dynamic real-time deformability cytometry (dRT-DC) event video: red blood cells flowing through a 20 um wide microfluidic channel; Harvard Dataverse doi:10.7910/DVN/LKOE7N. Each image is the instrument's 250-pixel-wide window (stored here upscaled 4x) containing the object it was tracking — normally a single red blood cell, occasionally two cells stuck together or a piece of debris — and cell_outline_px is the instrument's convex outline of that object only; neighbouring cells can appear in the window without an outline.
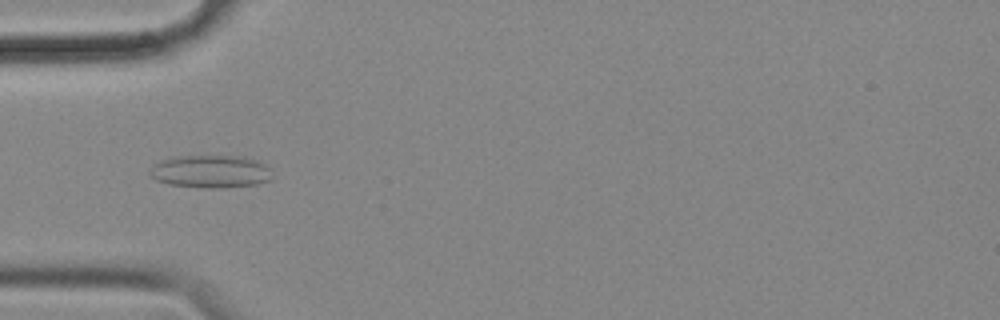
{"species": "common noctule bat (a hibernating species)", "species_latin": "Nyctalus noctula", "temperature_condition": "cold", "stored_images_in_passage": 55, "camera_frame_rate_fps": 3000, "um_per_image_px": 0.085, "animal": {"sex": "female", "body_mass_g": 18.4}, "frame": {"image": 1, "passage_image": 17, "time_ms": 5.333, "image_size_px": [1000, 320], "cell_outline_px": [[272, 180], [256, 184], [220, 188], [204, 188], [168, 184], [156, 180], [148, 172], [156, 164], [164, 160], [180, 156], [244, 156], [256, 160], [264, 164], [268, 168]], "centroid_in_image_um": [17.93, 14.59], "position_along_channel_um": 67.1, "area_um2": 23.12}}
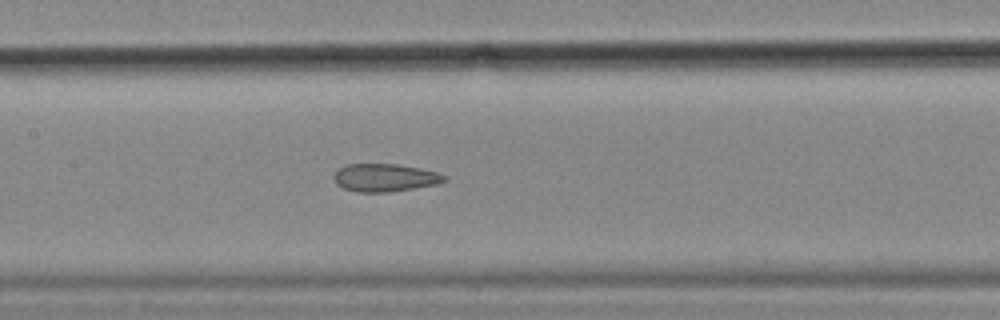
{"frame": {"image": 2, "passage_image": 26, "time_ms": 8.333, "image_size_px": [1000, 320], "cell_outline_px": [[448, 180], [436, 184], [388, 192], [356, 192], [344, 188], [336, 184], [336, 172], [340, 168], [348, 164], [396, 164], [420, 168], [436, 172], [448, 176]], "centroid_in_image_um": [32.75, 15.1], "position_along_channel_um": 174.6, "area_um2": 17.69}}
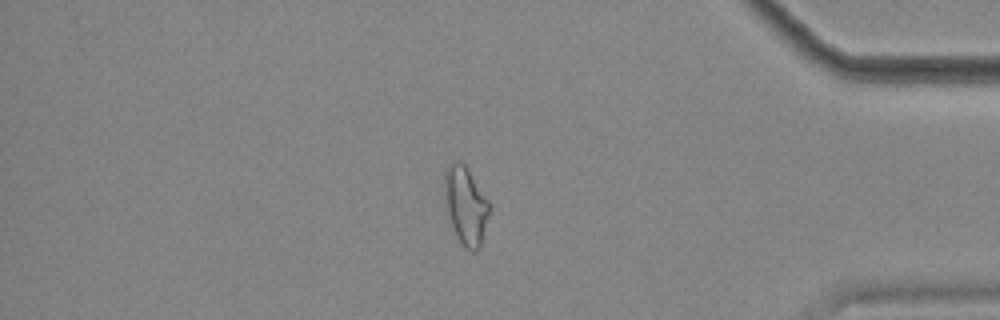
{"frame": {"image": 3, "passage_image": 47, "time_ms": 15.333, "image_size_px": [1000, 320], "cell_outline_px": [[488, 212], [480, 248], [472, 252], [464, 248], [456, 236], [448, 212], [444, 184], [444, 172], [456, 160], [460, 160], [464, 164], [488, 200]], "centroid_in_image_um": [39.58, 17.49], "position_along_channel_um": 395.6, "area_um2": 19.59}, "authors_computed_cell_mechanics": {"area_um2": 19.8832, "velocity_mm_per_s": 3.5868, "shape_relaxation_time_tau1_ms": null, "shape_relaxation_time_tau2_ms": 2.5038, "deformation_change_tau1": null, "deformation_change_tau2": 0.0878}}